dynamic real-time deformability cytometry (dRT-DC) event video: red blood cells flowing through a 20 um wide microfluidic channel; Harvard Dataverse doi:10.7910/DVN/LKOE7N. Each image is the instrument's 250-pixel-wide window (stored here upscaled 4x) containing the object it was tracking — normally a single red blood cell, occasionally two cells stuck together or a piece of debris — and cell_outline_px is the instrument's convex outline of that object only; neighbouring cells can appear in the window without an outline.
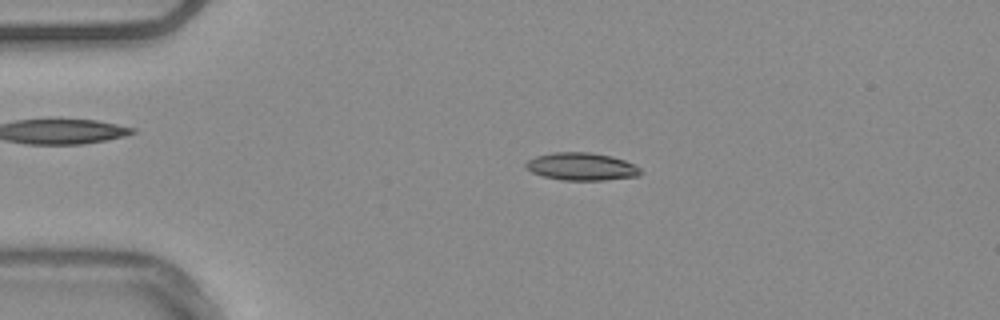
{"species": "common noctule bat (a hibernating species)", "species_latin": "Nyctalus noctula", "temperature_condition": "warm", "stored_images_in_passage": 54, "camera_frame_rate_fps": 3000, "um_per_image_px": 0.085, "animal": {"sex": "male", "body_mass_g": 20.4}, "frame": {"image": 1, "passage_image": 12, "time_ms": 3.667, "image_size_px": [1000, 320], "cell_outline_px": [[644, 172], [640, 176], [604, 180], [564, 180], [544, 176], [532, 172], [524, 168], [524, 164], [528, 160], [536, 156], [552, 152], [588, 152], [612, 156], [624, 160], [640, 168]], "centroid_in_image_um": [49.44, 14.15], "position_along_channel_um": 35.6, "area_um2": 18.55}}
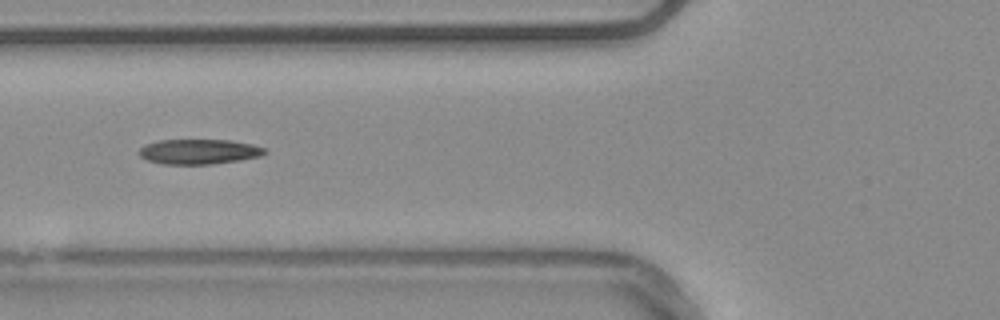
{"frame": {"image": 2, "passage_image": 21, "time_ms": 6.667, "image_size_px": [1000, 320], "cell_outline_px": [[268, 152], [260, 156], [240, 160], [212, 164], [160, 164], [148, 160], [140, 156], [140, 148], [144, 144], [160, 140], [232, 140], [252, 144], [268, 148]], "centroid_in_image_um": [16.95, 12.88], "position_along_channel_um": 108.8, "area_um2": 18.44}}
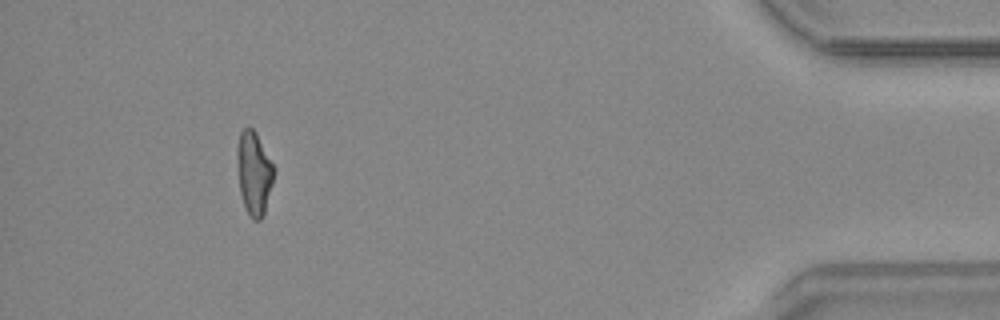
{"frame": {"image": 3, "passage_image": 50, "time_ms": 16.333, "image_size_px": [1000, 320], "cell_outline_px": [[276, 172], [264, 212], [260, 220], [252, 220], [244, 204], [240, 192], [236, 156], [236, 148], [240, 132], [248, 124], [256, 132], [276, 168]], "centroid_in_image_um": [21.6, 14.65], "position_along_channel_um": 413.6, "area_um2": 18.09}, "authors_computed_cell_mechanics": {"area_um2": 18.1492, "velocity_mm_per_s": 3.7861, "shape_relaxation_time_tau1_ms": 7.0801, "shape_relaxation_time_tau2_ms": 3.3578, "deformation_change_tau1": 0.1762, "deformation_change_tau2": 0.1221}}